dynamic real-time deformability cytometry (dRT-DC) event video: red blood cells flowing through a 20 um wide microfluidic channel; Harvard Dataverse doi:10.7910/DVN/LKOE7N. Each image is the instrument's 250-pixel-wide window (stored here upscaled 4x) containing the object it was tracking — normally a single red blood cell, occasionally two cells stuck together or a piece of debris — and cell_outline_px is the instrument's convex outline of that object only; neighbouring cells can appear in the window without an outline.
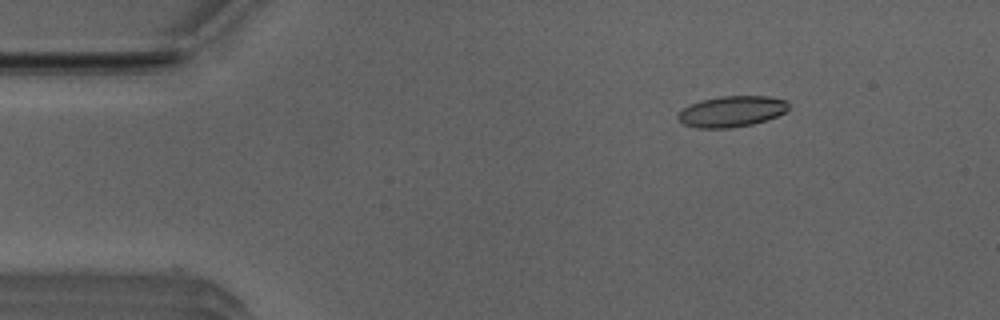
{"species": "Egyptian fruit bat (a non-hibernating species)", "species_latin": "Rousettus aegyptiacus", "temperature_condition": "room temperature", "stored_images_in_passage": 51, "camera_frame_rate_fps": 3000, "um_per_image_px": 0.085, "animal": {"sex": "male"}, "frame": {"image": 1, "passage_image": 7, "time_ms": 2.0, "image_size_px": [1000, 320], "cell_outline_px": [[788, 108], [784, 112], [776, 116], [752, 124], [728, 128], [696, 128], [684, 124], [676, 116], [684, 108], [700, 100], [720, 96], [768, 96], [784, 100], [788, 104]], "centroid_in_image_um": [62.17, 9.47], "position_along_channel_um": 22.8, "area_um2": 19.65}}
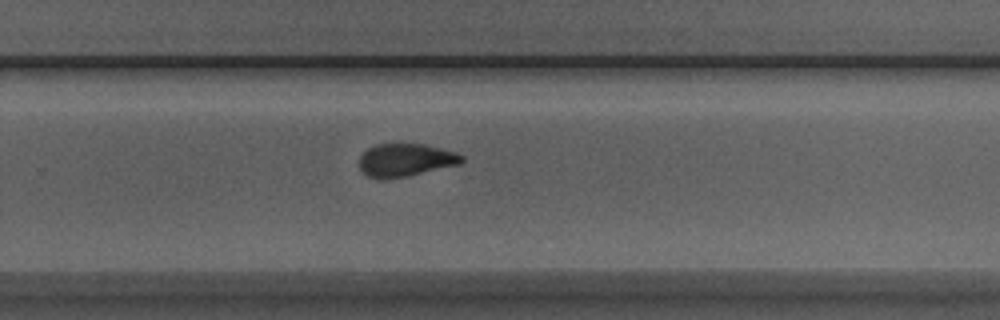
{"frame": {"image": 2, "passage_image": 33, "time_ms": 10.667, "image_size_px": [1000, 320], "cell_outline_px": [[464, 160], [460, 164], [388, 180], [384, 180], [368, 176], [360, 168], [360, 156], [368, 148], [376, 144], [424, 144], [456, 152], [464, 156]], "centroid_in_image_um": [34.47, 13.61], "position_along_channel_um": 295.3, "area_um2": 19.59}}
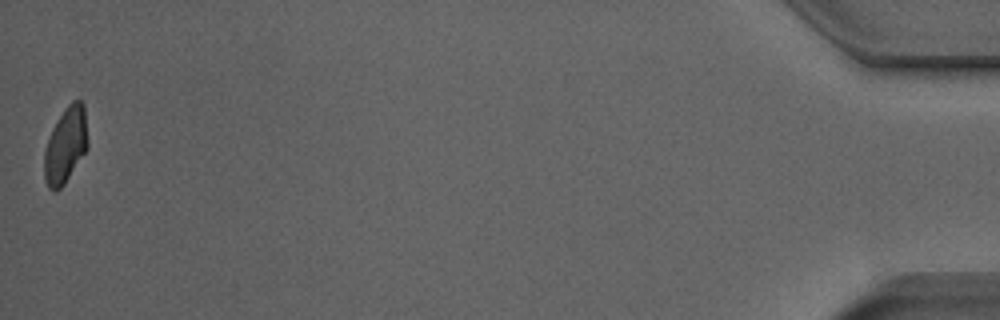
{"frame": {"image": 3, "passage_image": 51, "time_ms": 16.667, "image_size_px": [1000, 320], "cell_outline_px": [[88, 148], [64, 184], [60, 188], [48, 188], [44, 176], [44, 152], [52, 128], [68, 104], [72, 100], [80, 100], [84, 104], [88, 144]], "centroid_in_image_um": [5.59, 12.32], "position_along_channel_um": 429.6, "area_um2": 18.96}, "authors_computed_cell_mechanics": {"area_um2": 19.652, "velocity_mm_per_s": 3.9668, "shape_relaxation_time_tau1_ms": 5.4094, "shape_relaxation_time_tau2_ms": 1.7311, "deformation_change_tau1": 0.1371, "deformation_change_tau2": 0.0739}}